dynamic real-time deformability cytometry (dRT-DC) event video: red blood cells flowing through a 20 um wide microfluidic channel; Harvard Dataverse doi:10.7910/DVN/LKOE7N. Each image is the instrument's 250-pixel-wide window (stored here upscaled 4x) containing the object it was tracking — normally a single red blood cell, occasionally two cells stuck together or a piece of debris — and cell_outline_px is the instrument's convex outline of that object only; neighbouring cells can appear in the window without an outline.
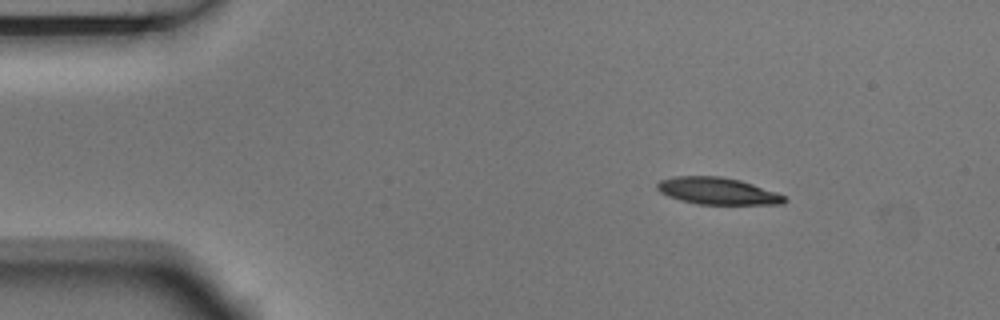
{"species": "Egyptian fruit bat (a non-hibernating species)", "species_latin": "Rousettus aegyptiacus", "temperature_condition": "room temperature", "stored_images_in_passage": 5, "camera_frame_rate_fps": 3000, "um_per_image_px": 0.085, "animal": {"sex": "male"}, "frame": {"image": 1, "passage_image": 1, "time_ms": 0.0, "image_size_px": [1000, 320], "cell_outline_px": [[788, 200], [784, 204], [696, 204], [680, 200], [668, 196], [660, 192], [656, 188], [656, 184], [660, 180], [676, 176], [720, 176], [740, 180], [776, 192], [784, 196]], "centroid_in_image_um": [60.97, 16.24], "position_along_channel_um": 24.0, "area_um2": 19.94}}
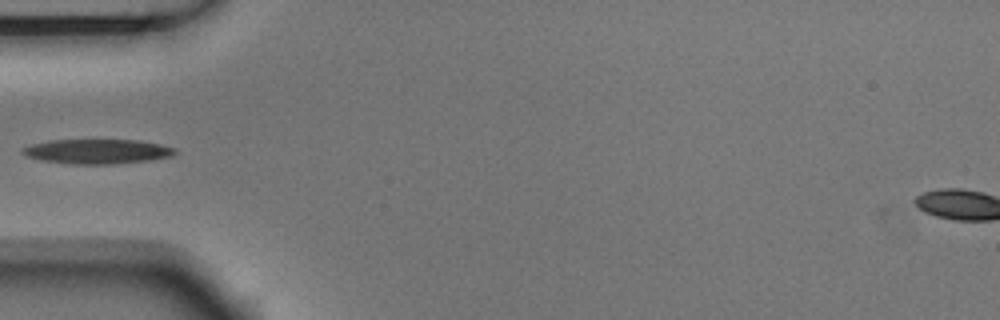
{"frame": {"image": 2, "passage_image": 4, "time_ms": 1.0, "image_size_px": [1000, 320], "cell_outline_px": [[176, 152], [172, 156], [152, 160], [112, 164], [72, 164], [40, 160], [24, 156], [20, 152], [20, 148], [32, 144], [48, 140], [140, 140], [160, 144], [176, 148]], "centroid_in_image_um": [8.23, 12.87], "position_along_channel_um": 76.8, "area_um2": 22.14}}
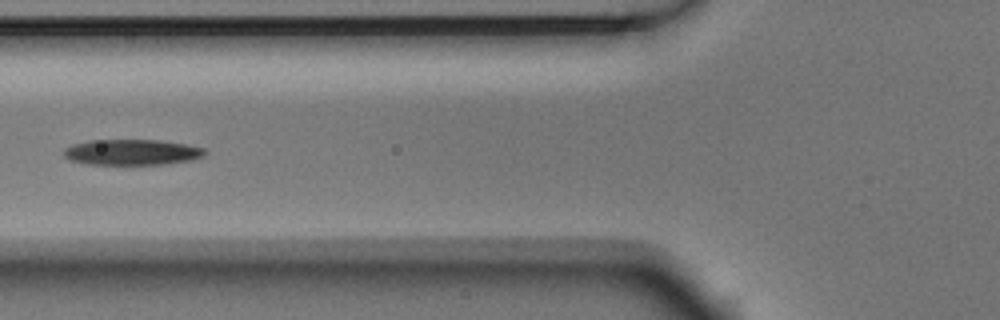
{"frame": {"image": 3, "passage_image": 5, "time_ms": 1.333, "image_size_px": [1000, 320], "cell_outline_px": [[208, 152], [204, 156], [192, 160], [164, 164], [88, 164], [72, 160], [64, 156], [64, 148], [72, 144], [88, 140], [160, 140], [188, 144], [204, 148]], "centroid_in_image_um": [11.25, 12.93], "position_along_channel_um": 114.5, "area_um2": 21.21}}